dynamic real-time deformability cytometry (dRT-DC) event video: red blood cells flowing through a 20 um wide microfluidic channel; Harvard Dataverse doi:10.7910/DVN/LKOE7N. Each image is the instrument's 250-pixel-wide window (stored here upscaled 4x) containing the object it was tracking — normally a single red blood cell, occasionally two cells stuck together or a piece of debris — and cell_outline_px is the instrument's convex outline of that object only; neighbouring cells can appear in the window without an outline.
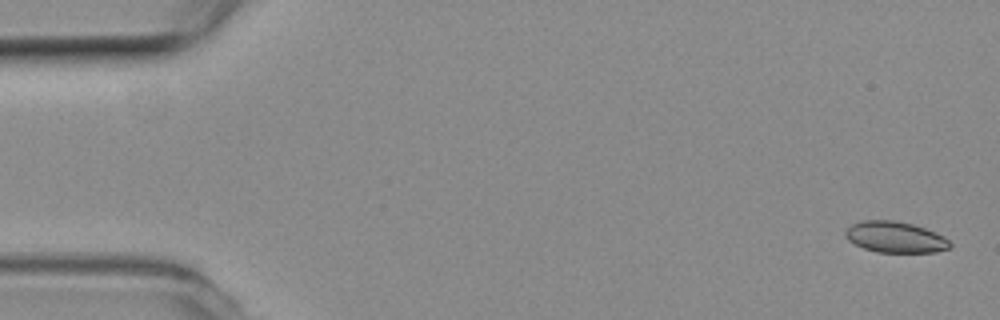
{"species": "common noctule bat (a hibernating species)", "species_latin": "Nyctalus noctula", "temperature_condition": "room temperature", "stored_images_in_passage": 55, "camera_frame_rate_fps": 3000, "um_per_image_px": 0.085, "animal": {"sex": "female", "body_mass_g": 19.3, "forearm_length_mm": 54.1}, "frame": {"image": 1, "passage_image": 2, "time_ms": 0.333, "image_size_px": [1000, 320], "cell_outline_px": [[952, 244], [948, 248], [936, 252], [876, 252], [864, 248], [848, 240], [844, 236], [844, 232], [852, 224], [860, 220], [892, 220], [912, 224], [936, 232], [944, 236]], "centroid_in_image_um": [76.08, 20.15], "position_along_channel_um": 8.9, "area_um2": 18.9}}
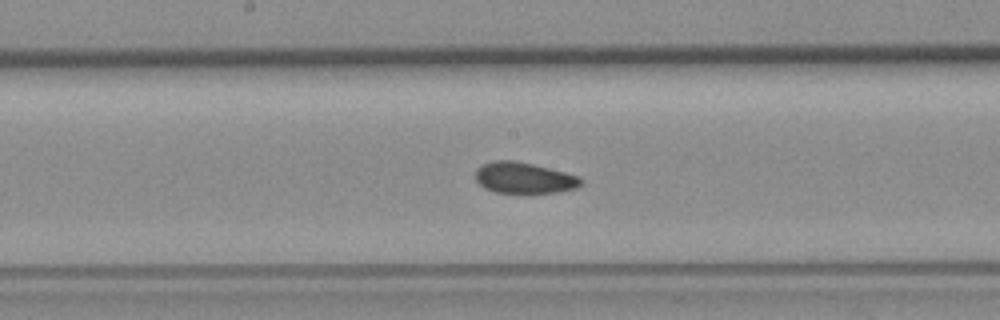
{"frame": {"image": 2, "passage_image": 28, "time_ms": 9.0, "image_size_px": [1000, 320], "cell_outline_px": [[584, 184], [576, 188], [560, 192], [520, 196], [496, 192], [484, 188], [476, 180], [476, 168], [484, 164], [496, 160], [516, 160], [580, 176], [584, 180]], "centroid_in_image_um": [44.59, 15.17], "position_along_channel_um": 203.6, "area_um2": 19.94}}
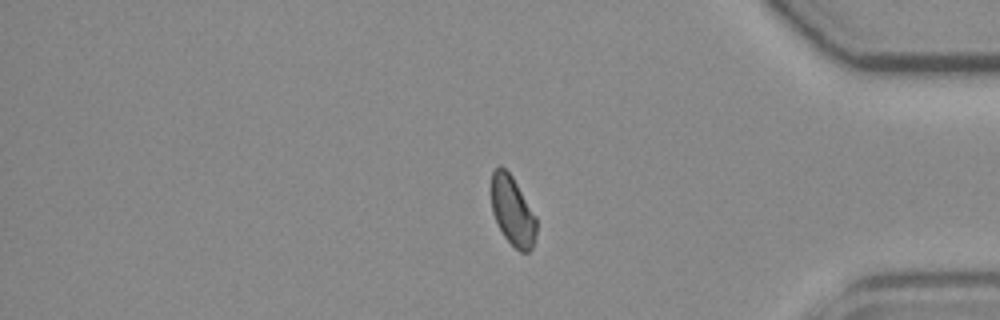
{"frame": {"image": 3, "passage_image": 45, "time_ms": 14.667, "image_size_px": [1000, 320], "cell_outline_px": [[536, 236], [532, 248], [528, 252], [520, 252], [504, 236], [492, 212], [492, 172], [500, 164], [512, 176], [536, 216]], "centroid_in_image_um": [43.58, 17.94], "position_along_channel_um": 391.6, "area_um2": 17.98}, "authors_computed_cell_mechanics": {"area_um2": 19.2474, "velocity_mm_per_s": 3.8104, "shape_relaxation_time_tau1_ms": null, "shape_relaxation_time_tau2_ms": 3.7609, "deformation_change_tau1": null, "deformation_change_tau2": 0.0794}}